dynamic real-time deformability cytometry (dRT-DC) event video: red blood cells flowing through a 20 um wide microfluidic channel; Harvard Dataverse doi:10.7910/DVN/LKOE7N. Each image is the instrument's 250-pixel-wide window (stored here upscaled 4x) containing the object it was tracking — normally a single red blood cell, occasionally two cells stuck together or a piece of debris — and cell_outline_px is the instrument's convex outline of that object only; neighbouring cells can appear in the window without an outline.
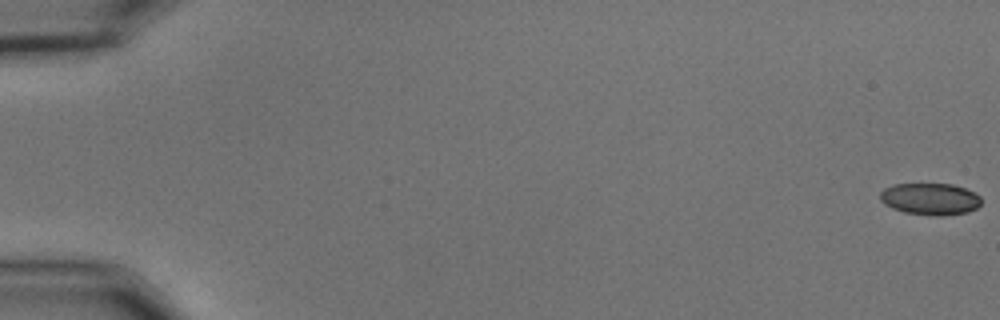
{"species": "common noctule bat (a hibernating species)", "species_latin": "Nyctalus noctula", "temperature_condition": "cold", "stored_images_in_passage": 56, "camera_frame_rate_fps": 3000, "um_per_image_px": 0.085, "animal": {"sex": "male", "body_mass_g": 15.6}, "frame": {"image": 1, "passage_image": 1, "time_ms": 0.0, "image_size_px": [1000, 320], "cell_outline_px": [[980, 204], [976, 208], [968, 212], [944, 216], [936, 216], [904, 212], [892, 208], [884, 204], [880, 200], [880, 192], [884, 188], [892, 184], [952, 184], [976, 192], [980, 196]], "centroid_in_image_um": [79.06, 16.91], "position_along_channel_um": 5.9, "area_um2": 18.9}}
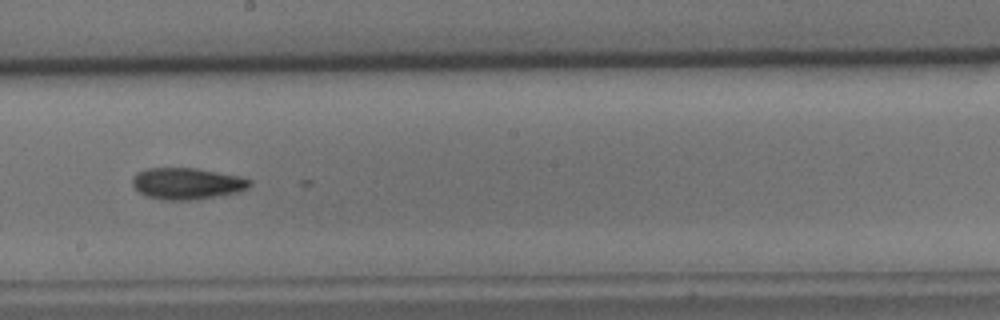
{"frame": {"image": 2, "passage_image": 33, "time_ms": 10.667, "image_size_px": [1000, 320], "cell_outline_px": [[252, 184], [248, 188], [236, 192], [216, 196], [192, 200], [168, 200], [148, 196], [140, 192], [132, 184], [132, 176], [136, 172], [144, 168], [196, 168], [240, 176], [252, 180]], "centroid_in_image_um": [15.89, 15.58], "position_along_channel_um": 232.3, "area_um2": 21.5}}
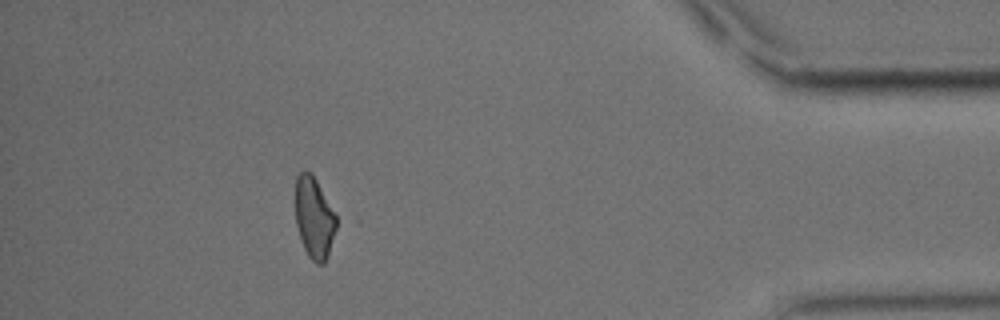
{"frame": {"image": 3, "passage_image": 51, "time_ms": 16.667, "image_size_px": [1000, 320], "cell_outline_px": [[336, 228], [328, 256], [324, 264], [316, 264], [308, 256], [304, 248], [296, 224], [296, 176], [304, 168], [312, 172], [336, 216]], "centroid_in_image_um": [26.69, 18.5], "position_along_channel_um": 408.5, "area_um2": 19.31}}